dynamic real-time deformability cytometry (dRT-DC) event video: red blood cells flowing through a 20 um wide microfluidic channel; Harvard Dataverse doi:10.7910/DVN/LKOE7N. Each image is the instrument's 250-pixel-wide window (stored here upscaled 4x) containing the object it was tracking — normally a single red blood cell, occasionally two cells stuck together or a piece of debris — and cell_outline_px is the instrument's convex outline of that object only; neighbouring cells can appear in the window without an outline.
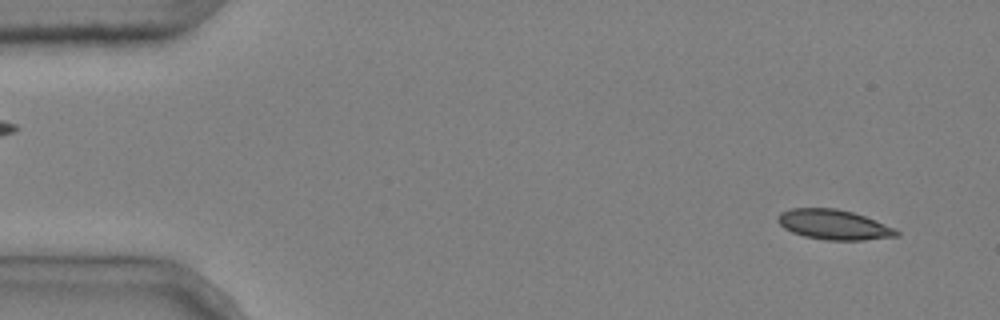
{"species": "common noctule bat (a hibernating species)", "species_latin": "Nyctalus noctula", "temperature_condition": "cold", "stored_images_in_passage": 5, "camera_frame_rate_fps": 3000, "um_per_image_px": 0.085, "animal": {"sex": "male", "body_mass_g": 20.4}, "frame": {"image": 1, "passage_image": 2, "time_ms": 0.333, "image_size_px": [1000, 320], "cell_outline_px": [[900, 236], [864, 240], [824, 240], [804, 236], [792, 232], [784, 228], [776, 220], [776, 216], [780, 212], [792, 208], [836, 208], [852, 212], [864, 216], [896, 228], [900, 232]], "centroid_in_image_um": [70.87, 19.1], "position_along_channel_um": 14.1, "area_um2": 20.87}}